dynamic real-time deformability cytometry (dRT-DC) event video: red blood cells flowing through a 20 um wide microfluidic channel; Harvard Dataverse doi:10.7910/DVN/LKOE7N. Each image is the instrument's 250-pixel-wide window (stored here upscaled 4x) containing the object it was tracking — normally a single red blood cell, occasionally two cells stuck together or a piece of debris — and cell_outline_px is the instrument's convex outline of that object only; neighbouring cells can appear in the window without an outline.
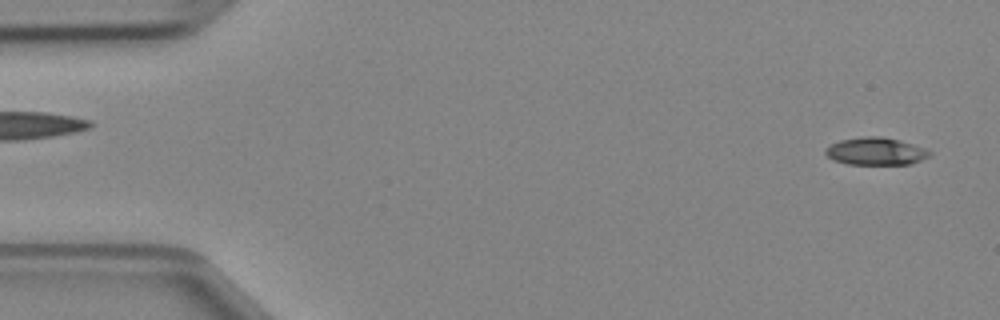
{"species": "Egyptian fruit bat (a non-hibernating species)", "species_latin": "Rousettus aegyptiacus", "temperature_condition": "cold", "stored_images_in_passage": 46, "camera_frame_rate_fps": 3000, "um_per_image_px": 0.085, "animal": {"sex": "female"}, "frame": {"image": 1, "passage_image": 1, "time_ms": 0.0, "image_size_px": [1000, 320], "cell_outline_px": [[932, 156], [912, 164], [848, 164], [836, 160], [828, 156], [824, 152], [832, 144], [840, 140], [864, 136], [880, 136], [900, 140], [924, 148], [932, 152]], "centroid_in_image_um": [74.5, 12.86], "position_along_channel_um": 10.5, "area_um2": 16.59}}
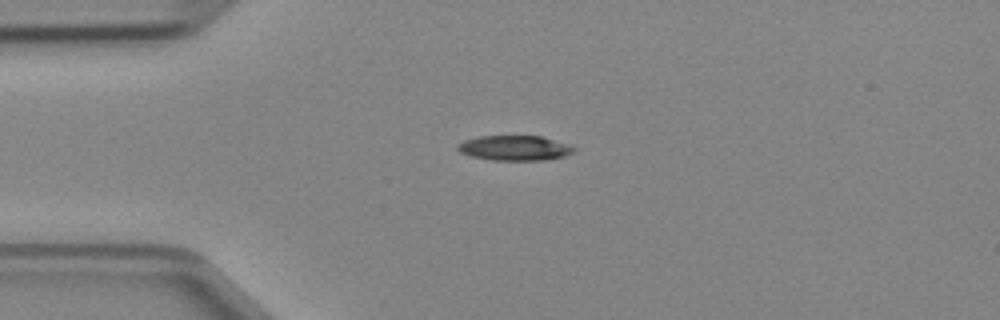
{"frame": {"image": 2, "passage_image": 10, "time_ms": 3.0, "image_size_px": [1000, 320], "cell_outline_px": [[576, 152], [564, 156], [544, 160], [492, 160], [472, 156], [460, 152], [456, 148], [456, 144], [464, 140], [480, 136], [540, 136], [572, 144], [576, 148]], "centroid_in_image_um": [43.79, 12.57], "position_along_channel_um": 41.2, "area_um2": 17.11}}
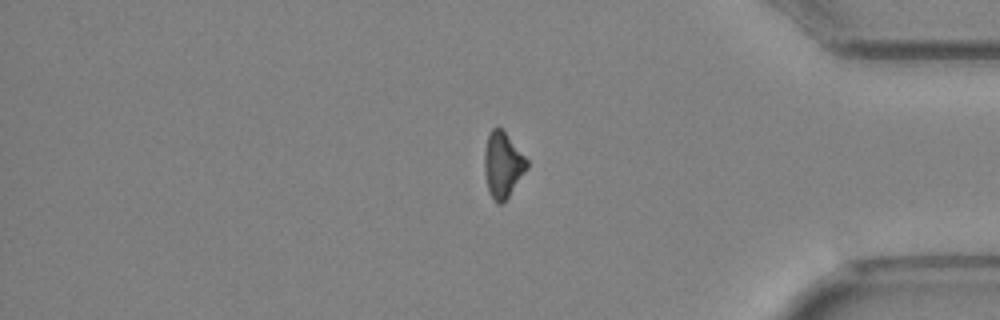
{"frame": {"image": 3, "passage_image": 38, "time_ms": 12.333, "image_size_px": [1000, 320], "cell_outline_px": [[528, 168], [504, 204], [496, 204], [488, 192], [484, 172], [484, 152], [488, 132], [492, 128], [500, 128], [504, 132], [528, 160]], "centroid_in_image_um": [42.72, 14.07], "position_along_channel_um": 392.5, "area_um2": 16.42}}